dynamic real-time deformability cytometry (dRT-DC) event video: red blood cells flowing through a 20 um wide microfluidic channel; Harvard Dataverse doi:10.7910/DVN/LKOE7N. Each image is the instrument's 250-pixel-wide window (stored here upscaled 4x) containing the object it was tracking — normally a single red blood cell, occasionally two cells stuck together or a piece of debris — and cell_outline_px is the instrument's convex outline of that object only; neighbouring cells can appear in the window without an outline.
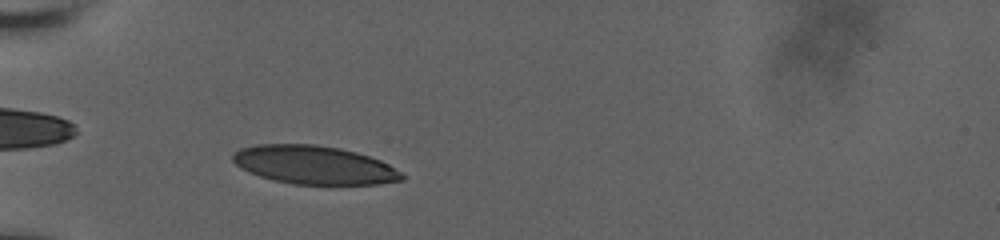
{"species": "human", "species_latin": "Homo sapiens", "temperature_condition": "room temperature", "stored_images_in_passage": 42, "camera_frame_rate_fps": 3000, "um_per_image_px": 0.085, "donor": {"sex": "male"}, "frame": {"image": 1, "passage_image": 8, "time_ms": 1.667, "image_size_px": [1000, 240], "cell_outline_px": [[404, 180], [380, 184], [292, 184], [260, 176], [248, 172], [240, 168], [232, 160], [232, 156], [240, 148], [256, 144], [316, 144], [340, 148], [356, 152], [380, 160], [388, 164], [400, 172], [404, 176]], "centroid_in_image_um": [26.69, 14.01], "position_along_channel_um": 58.3, "area_um2": 37.8}}
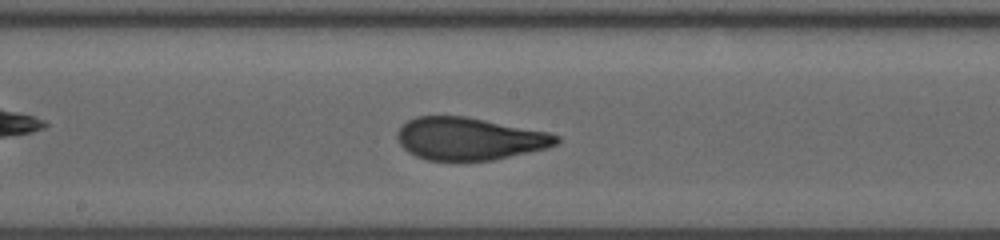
{"frame": {"image": 2, "passage_image": 28, "time_ms": 6.0, "image_size_px": [1000, 240], "cell_outline_px": [[560, 144], [548, 148], [492, 160], [464, 164], [428, 160], [416, 156], [408, 152], [400, 144], [396, 136], [396, 132], [408, 120], [416, 116], [464, 116], [548, 132], [560, 136]], "centroid_in_image_um": [39.89, 11.83], "position_along_channel_um": 208.3, "area_um2": 40.23}}
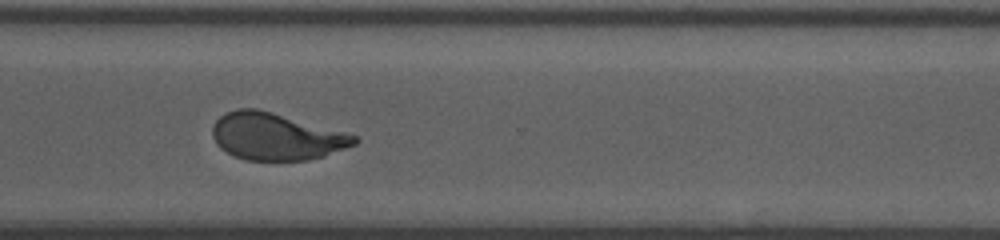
{"frame": {"image": 3, "passage_image": 36, "time_ms": 9.667, "image_size_px": [1000, 240], "cell_outline_px": [[360, 140], [356, 144], [324, 156], [308, 160], [244, 160], [220, 148], [216, 144], [212, 136], [212, 128], [216, 120], [224, 112], [236, 108], [256, 108], [272, 112], [356, 136]], "centroid_in_image_um": [23.42, 11.6], "position_along_channel_um": 347.2, "area_um2": 38.61}, "authors_computed_cell_mechanics": {"area_um2": 39.304, "velocity_mm_per_s": 3.8033, "shape_relaxation_time_tau1_ms": 9.5064, "shape_relaxation_time_tau2_ms": 0.7537, "deformation_change_tau1": 0.2928, "deformation_change_tau2": 0.0749}}